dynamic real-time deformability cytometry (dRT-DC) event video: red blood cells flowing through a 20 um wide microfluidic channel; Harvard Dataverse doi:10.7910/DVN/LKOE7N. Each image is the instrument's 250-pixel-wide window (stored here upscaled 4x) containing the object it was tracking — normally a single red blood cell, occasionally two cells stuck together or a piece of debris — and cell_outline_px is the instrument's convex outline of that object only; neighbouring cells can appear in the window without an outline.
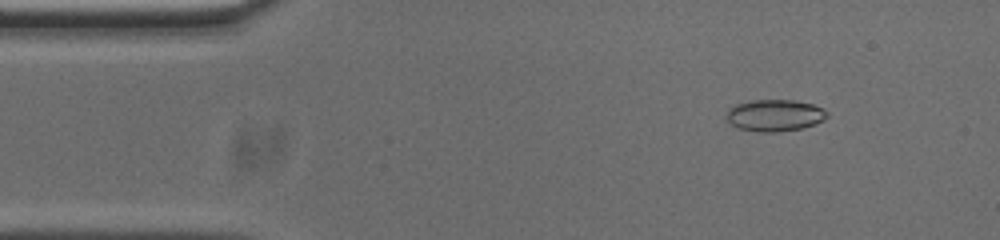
{"species": "common noctule bat (a hibernating species)", "species_latin": "Nyctalus noctula", "temperature_condition": "cold", "stored_images_in_passage": 49, "camera_frame_rate_fps": 3000, "um_per_image_px": 0.085, "animal": {"sex": "male", "body_mass_g": 20.0, "forearm_length_mm": 53.3}, "frame": {"image": 1, "passage_image": 2, "time_ms": 0.333, "image_size_px": [1000, 240], "cell_outline_px": [[828, 116], [824, 120], [800, 128], [780, 132], [756, 132], [740, 128], [732, 124], [728, 120], [728, 108], [736, 104], [752, 100], [792, 100], [812, 104], [828, 112]], "centroid_in_image_um": [65.85, 9.8], "position_along_channel_um": 19.2, "area_um2": 18.38}}
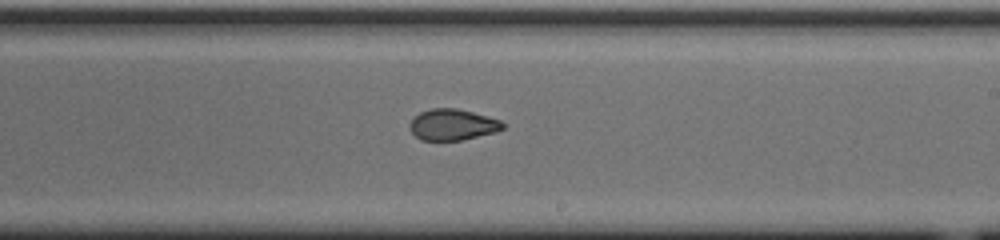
{"frame": {"image": 2, "passage_image": 26, "time_ms": 8.333, "image_size_px": [1000, 240], "cell_outline_px": [[504, 128], [496, 132], [464, 140], [420, 140], [408, 128], [408, 124], [420, 112], [432, 108], [456, 108], [472, 112], [500, 120], [504, 124]], "centroid_in_image_um": [38.46, 10.6], "position_along_channel_um": 250.5, "area_um2": 16.88}}
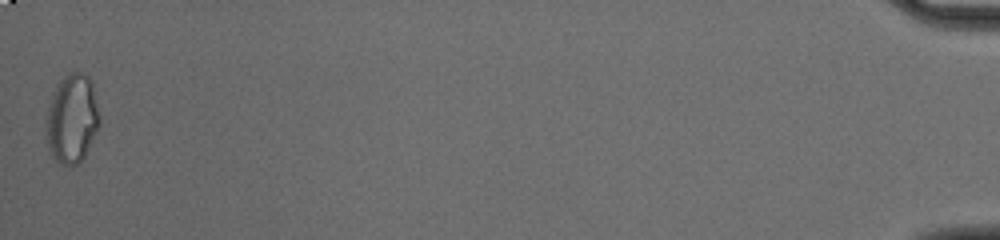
{"frame": {"image": 3, "passage_image": 49, "time_ms": 16.0, "image_size_px": [1000, 240], "cell_outline_px": [[100, 124], [80, 164], [68, 168], [60, 164], [52, 156], [48, 148], [44, 120], [48, 104], [52, 92], [56, 84], [68, 72], [84, 72], [92, 80], [100, 116]], "centroid_in_image_um": [6.1, 10.09], "position_along_channel_um": 429.1, "area_um2": 28.55}, "authors_computed_cell_mechanics": {"area_um2": 18.3226, "velocity_mm_per_s": 3.7374, "shape_relaxation_time_tau1_ms": null, "shape_relaxation_time_tau2_ms": 1.595, "deformation_change_tau1": null, "deformation_change_tau2": 0.0574}}